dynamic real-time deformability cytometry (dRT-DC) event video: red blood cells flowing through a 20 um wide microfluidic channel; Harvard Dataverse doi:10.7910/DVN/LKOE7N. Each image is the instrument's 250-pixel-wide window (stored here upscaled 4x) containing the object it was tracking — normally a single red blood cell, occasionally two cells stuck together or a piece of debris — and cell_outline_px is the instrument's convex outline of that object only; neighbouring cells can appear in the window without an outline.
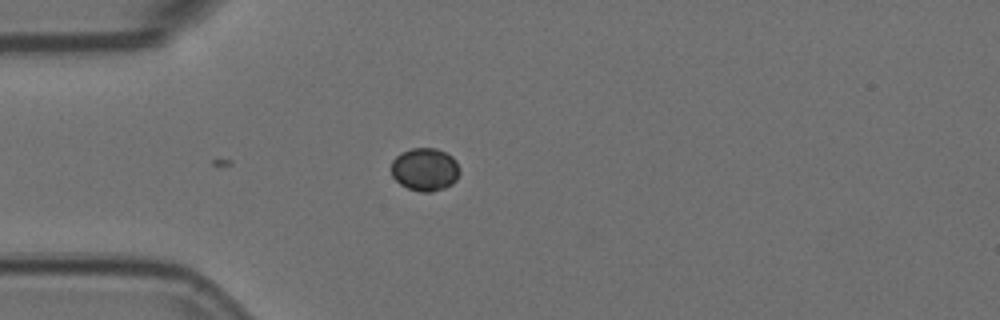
{"species": "Egyptian fruit bat (a non-hibernating species)", "species_latin": "Rousettus aegyptiacus", "temperature_condition": "room temperature", "stored_images_in_passage": 4, "camera_frame_rate_fps": 3000, "um_per_image_px": 0.085, "animal": {"sex": "female"}, "frame": {"image": 1, "passage_image": 3, "time_ms": 0.667, "image_size_px": [1000, 320], "cell_outline_px": [[460, 172], [456, 180], [452, 184], [444, 188], [432, 192], [420, 192], [408, 188], [400, 184], [392, 176], [392, 160], [400, 152], [412, 148], [436, 148], [452, 156], [456, 160], [460, 168]], "centroid_in_image_um": [36.13, 14.4], "position_along_channel_um": 48.9, "area_um2": 17.28}}